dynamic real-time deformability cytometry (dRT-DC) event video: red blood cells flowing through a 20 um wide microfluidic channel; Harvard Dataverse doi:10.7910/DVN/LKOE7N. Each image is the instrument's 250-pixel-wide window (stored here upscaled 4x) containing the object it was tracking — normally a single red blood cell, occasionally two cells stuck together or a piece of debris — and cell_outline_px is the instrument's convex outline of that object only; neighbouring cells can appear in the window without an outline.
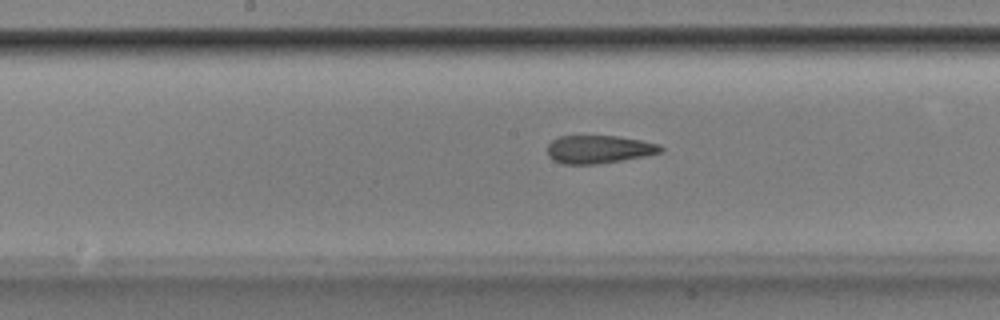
{"species": "Egyptian fruit bat (a non-hibernating species)", "species_latin": "Rousettus aegyptiacus", "temperature_condition": "room temperature", "stored_images_in_passage": 51, "camera_frame_rate_fps": 3000, "um_per_image_px": 0.085, "animal": {"sex": "male"}, "frame": {"image": 1, "passage_image": 26, "time_ms": 8.333, "image_size_px": [1000, 320], "cell_outline_px": [[664, 152], [644, 156], [596, 164], [564, 164], [552, 160], [548, 156], [548, 144], [552, 140], [560, 136], [616, 136], [640, 140], [660, 144], [664, 148]], "centroid_in_image_um": [50.91, 12.69], "position_along_channel_um": 197.3, "area_um2": 18.5}}
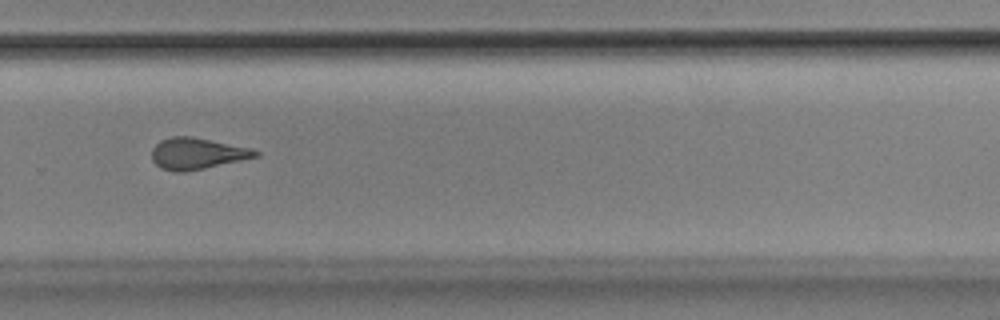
{"frame": {"image": 2, "passage_image": 35, "time_ms": 11.333, "image_size_px": [1000, 320], "cell_outline_px": [[260, 156], [188, 172], [172, 172], [160, 168], [152, 160], [152, 148], [160, 140], [172, 136], [192, 136], [252, 148], [260, 152]], "centroid_in_image_um": [16.75, 13.06], "position_along_channel_um": 313.0, "area_um2": 19.25}}
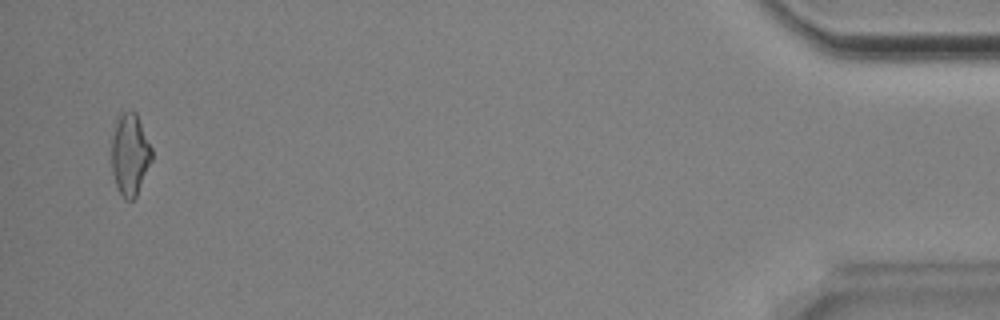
{"frame": {"image": 3, "passage_image": 50, "time_ms": 16.333, "image_size_px": [1000, 320], "cell_outline_px": [[152, 160], [136, 196], [132, 200], [124, 200], [116, 184], [112, 172], [112, 136], [116, 116], [120, 112], [128, 108], [136, 112], [152, 148]], "centroid_in_image_um": [11.04, 13.06], "position_along_channel_um": 424.2, "area_um2": 19.42}, "authors_computed_cell_mechanics": {"area_um2": 19.1318, "velocity_mm_per_s": 3.881, "shape_relaxation_time_tau1_ms": null, "shape_relaxation_time_tau2_ms": 2.6411, "deformation_change_tau1": null, "deformation_change_tau2": 0.1313}}